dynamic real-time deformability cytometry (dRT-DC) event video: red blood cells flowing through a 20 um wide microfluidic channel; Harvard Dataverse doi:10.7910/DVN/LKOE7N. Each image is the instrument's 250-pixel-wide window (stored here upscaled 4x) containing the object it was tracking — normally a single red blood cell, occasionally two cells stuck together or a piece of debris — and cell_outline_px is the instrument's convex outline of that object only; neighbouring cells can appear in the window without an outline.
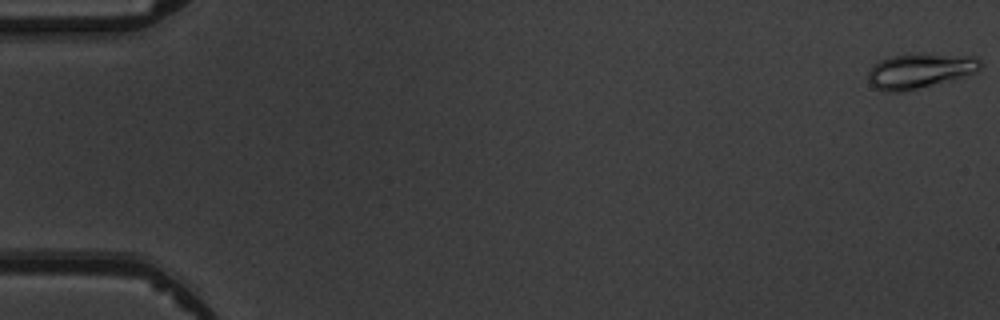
{"species": "common noctule bat (a hibernating species)", "species_latin": "Nyctalus noctula", "temperature_condition": "warm", "stored_images_in_passage": 8, "camera_frame_rate_fps": 3000, "um_per_image_px": 0.085, "animal": {"sex": "male", "body_mass_g": 19.5, "forearm_length_mm": 54.6}, "frame": {"image": 1, "passage_image": 1, "time_ms": 0.0, "image_size_px": [1000, 320], "cell_outline_px": [[980, 68], [976, 72], [952, 80], [904, 92], [884, 92], [876, 88], [868, 80], [868, 72], [872, 64], [880, 60], [892, 56], [976, 56], [980, 60]], "centroid_in_image_um": [78.14, 6.08], "position_along_channel_um": 6.9, "area_um2": 22.14}}
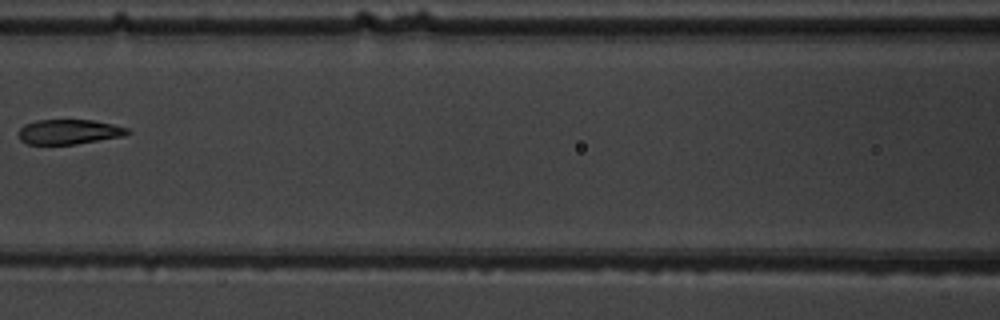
{"frame": {"image": 2, "passage_image": 7, "time_ms": 8.0, "image_size_px": [1000, 320], "cell_outline_px": [[132, 132], [124, 136], [76, 144], [28, 144], [20, 140], [20, 128], [24, 124], [36, 120], [92, 120], [112, 124], [128, 128]], "centroid_in_image_um": [5.89, 11.2], "position_along_channel_um": 160.7, "area_um2": 15.72}}
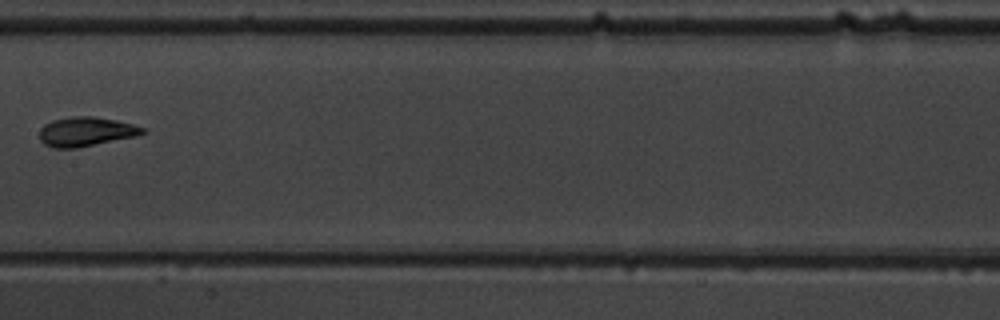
{"frame": {"image": 3, "passage_image": 8, "time_ms": 9.0, "image_size_px": [1000, 320], "cell_outline_px": [[148, 132], [136, 136], [76, 148], [52, 148], [44, 144], [40, 140], [40, 128], [44, 124], [52, 120], [72, 116], [92, 116], [116, 120], [132, 124], [144, 128]], "centroid_in_image_um": [7.29, 11.19], "position_along_channel_um": 200.1, "area_um2": 17.63}}